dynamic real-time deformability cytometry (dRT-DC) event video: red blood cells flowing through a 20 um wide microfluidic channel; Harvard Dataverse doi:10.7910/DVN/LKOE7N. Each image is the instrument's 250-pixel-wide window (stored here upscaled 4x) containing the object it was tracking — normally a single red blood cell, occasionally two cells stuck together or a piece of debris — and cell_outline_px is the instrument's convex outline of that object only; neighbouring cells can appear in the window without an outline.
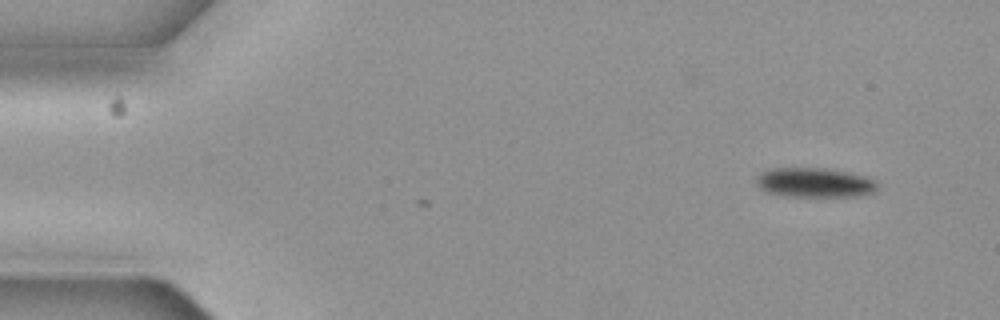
{"species": "common noctule bat (a hibernating species)", "species_latin": "Nyctalus noctula", "temperature_condition": "cold", "stored_images_in_passage": 3, "camera_frame_rate_fps": 3000, "um_per_image_px": 0.085, "animal": {"sex": "female", "body_mass_g": 19.3, "forearm_length_mm": 54.1}, "frame": {"image": 1, "passage_image": 3, "time_ms": 0.667, "image_size_px": [1000, 320], "cell_outline_px": [[876, 192], [868, 196], [780, 196], [768, 192], [760, 188], [756, 184], [756, 176], [760, 172], [772, 168], [824, 168], [864, 176], [876, 180]], "centroid_in_image_um": [69.23, 15.53], "position_along_channel_um": 15.8, "area_um2": 20.98}}